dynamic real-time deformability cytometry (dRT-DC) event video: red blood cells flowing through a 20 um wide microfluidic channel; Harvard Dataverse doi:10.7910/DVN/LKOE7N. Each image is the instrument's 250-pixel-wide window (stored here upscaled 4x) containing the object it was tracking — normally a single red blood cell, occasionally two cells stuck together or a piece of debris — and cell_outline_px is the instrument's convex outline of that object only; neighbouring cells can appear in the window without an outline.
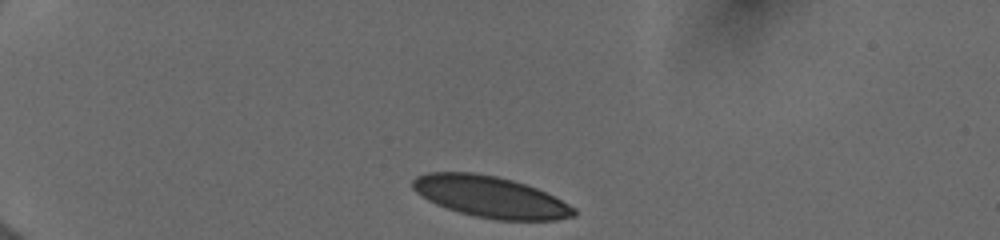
{"species": "human", "species_latin": "Homo sapiens", "temperature_condition": "cold", "stored_images_in_passage": 36, "camera_frame_rate_fps": 3000, "um_per_image_px": 0.085, "donor": {"sex": "female"}, "frame": {"image": 1, "passage_image": 1, "time_ms": 0.0, "image_size_px": [1000, 240], "cell_outline_px": [[576, 216], [556, 220], [496, 220], [476, 216], [460, 212], [436, 204], [428, 200], [416, 192], [412, 188], [412, 180], [416, 176], [428, 172], [472, 172], [496, 176], [512, 180], [536, 188], [576, 208]], "centroid_in_image_um": [41.67, 16.73], "position_along_channel_um": 43.3, "area_um2": 38.55}}
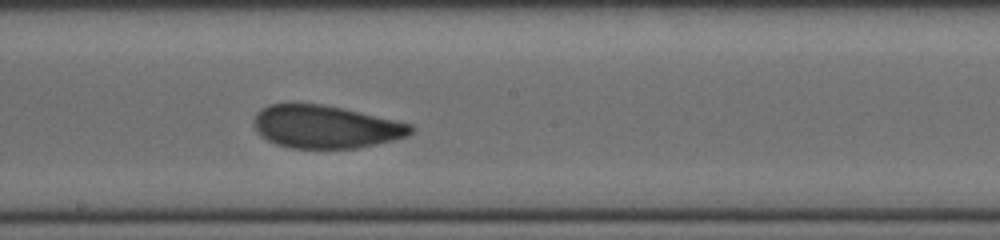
{"frame": {"image": 2, "passage_image": 19, "time_ms": 6.0, "image_size_px": [1000, 240], "cell_outline_px": [[416, 128], [408, 136], [392, 140], [356, 148], [292, 148], [276, 144], [260, 136], [256, 132], [252, 124], [252, 120], [256, 112], [260, 108], [268, 104], [320, 104], [344, 108], [396, 120], [412, 124]], "centroid_in_image_um": [27.64, 10.77], "position_along_channel_um": 220.6, "area_um2": 39.42}}
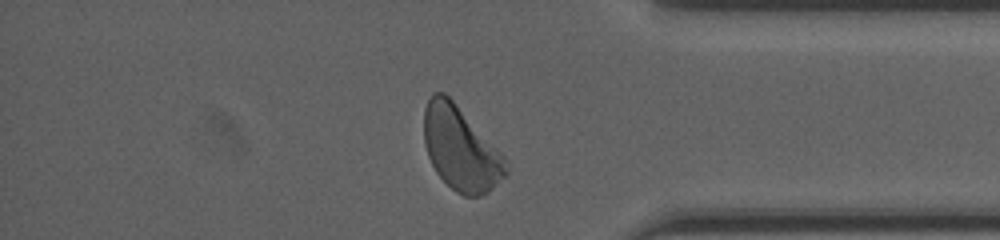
{"frame": {"image": 3, "passage_image": 33, "time_ms": 10.667, "image_size_px": [1000, 240], "cell_outline_px": [[508, 176], [488, 192], [480, 196], [464, 196], [456, 192], [436, 172], [428, 156], [424, 144], [424, 108], [432, 92], [444, 92], [452, 100], [508, 160]], "centroid_in_image_um": [39.17, 12.66], "position_along_channel_um": 396.0, "area_um2": 39.88}, "authors_computed_cell_mechanics": {"area_um2": 39.7953, "velocity_mm_per_s": 3.9771, "shape_relaxation_time_tau1_ms": 5.1028, "shape_relaxation_time_tau2_ms": 1.5776, "deformation_change_tau1": 0.1599, "deformation_change_tau2": 0.0812}}